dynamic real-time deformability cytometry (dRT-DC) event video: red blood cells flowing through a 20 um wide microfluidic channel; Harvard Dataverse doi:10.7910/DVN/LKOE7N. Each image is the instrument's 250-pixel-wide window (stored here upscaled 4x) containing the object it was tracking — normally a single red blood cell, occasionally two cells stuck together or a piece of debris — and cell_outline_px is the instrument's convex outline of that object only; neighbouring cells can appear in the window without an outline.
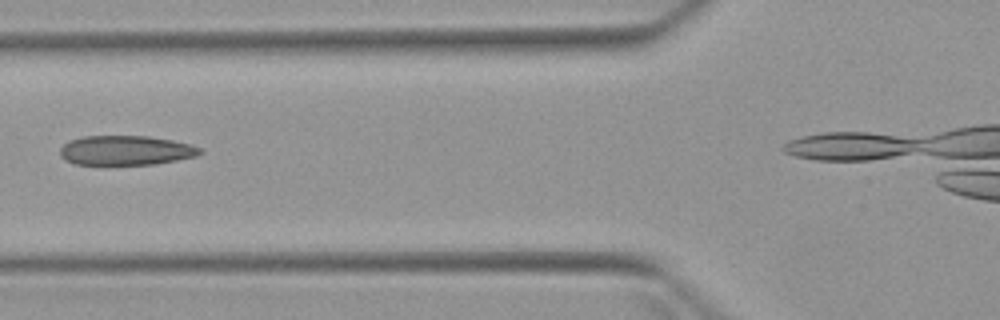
{"species": "Egyptian fruit bat (a non-hibernating species)", "species_latin": "Rousettus aegyptiacus", "temperature_condition": "warm", "stored_images_in_passage": 6, "segment_of_instrument_passage": [1, 2], "camera_frame_rate_fps": 3000, "um_per_image_px": 0.085, "animal": {"sex": "female"}, "frame": {"image": 1, "passage_image": 4, "time_ms": 3.667, "image_size_px": [1000, 320], "cell_outline_px": [[204, 152], [196, 156], [156, 164], [76, 164], [64, 160], [60, 156], [60, 148], [68, 140], [84, 136], [148, 136], [172, 140], [192, 144], [200, 148]], "centroid_in_image_um": [10.69, 12.77], "position_along_channel_um": 115.1, "area_um2": 24.16}}
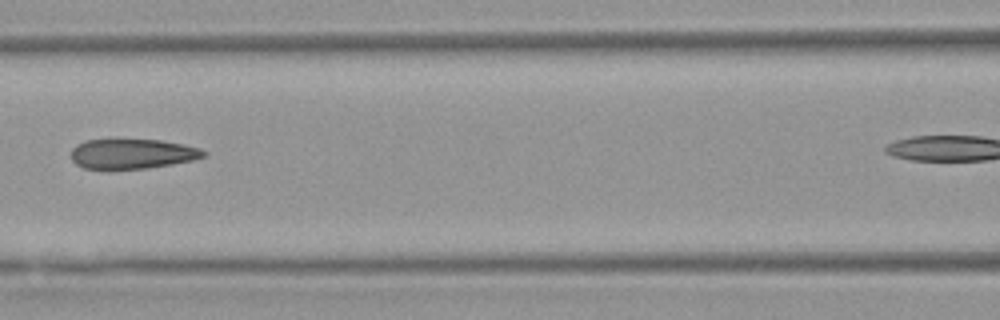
{"frame": {"image": 2, "passage_image": 5, "time_ms": 4.667, "image_size_px": [1000, 320], "cell_outline_px": [[208, 156], [192, 160], [148, 168], [84, 168], [76, 164], [72, 160], [72, 148], [76, 144], [84, 140], [160, 140], [184, 144], [200, 148], [208, 152]], "centroid_in_image_um": [11.28, 13.06], "position_along_channel_um": 155.3, "area_um2": 22.89}}